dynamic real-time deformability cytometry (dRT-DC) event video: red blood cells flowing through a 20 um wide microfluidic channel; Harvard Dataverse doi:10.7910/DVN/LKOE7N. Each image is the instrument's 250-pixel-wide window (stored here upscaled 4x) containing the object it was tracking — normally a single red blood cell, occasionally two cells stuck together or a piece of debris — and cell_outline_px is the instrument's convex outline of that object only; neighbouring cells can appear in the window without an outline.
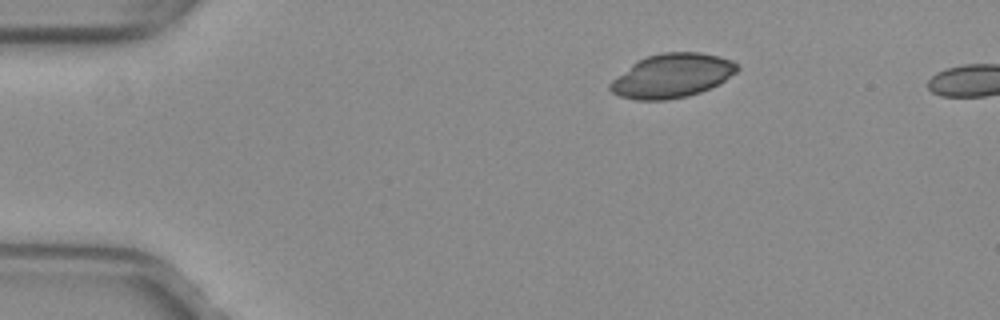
{"species": "common noctule bat (a hibernating species)", "species_latin": "Nyctalus noctula", "temperature_condition": "warm", "stored_images_in_passage": 4, "camera_frame_rate_fps": 3000, "um_per_image_px": 0.085, "animal": {"sex": "female", "body_mass_g": 29.2, "forearm_length_mm": 56.3}, "frame": {"image": 1, "passage_image": 1, "time_ms": 0.0, "image_size_px": [1000, 320], "cell_outline_px": [[740, 68], [736, 72], [720, 84], [700, 92], [688, 96], [668, 100], [636, 100], [620, 96], [612, 92], [608, 88], [608, 84], [612, 80], [636, 60], [648, 56], [664, 52], [700, 52], [720, 56], [732, 60]], "centroid_in_image_um": [57.12, 6.44], "position_along_channel_um": 27.9, "area_um2": 32.71}}